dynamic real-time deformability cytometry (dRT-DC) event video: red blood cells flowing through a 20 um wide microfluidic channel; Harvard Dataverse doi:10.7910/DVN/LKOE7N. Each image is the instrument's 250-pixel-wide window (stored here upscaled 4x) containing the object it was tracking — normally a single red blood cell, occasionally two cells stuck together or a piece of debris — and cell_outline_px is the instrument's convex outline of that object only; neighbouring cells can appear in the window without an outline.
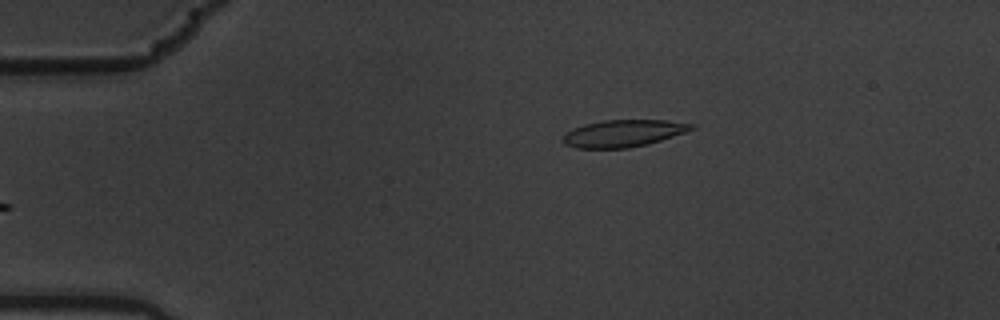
{"species": "common noctule bat (a hibernating species)", "species_latin": "Nyctalus noctula", "temperature_condition": "warm", "stored_images_in_passage": 3, "camera_frame_rate_fps": 3000, "um_per_image_px": 0.085, "animal": {"sex": "male", "body_mass_g": 19.5, "forearm_length_mm": 54.6}, "frame": {"image": 1, "passage_image": 3, "time_ms": 0.667, "image_size_px": [1000, 320], "cell_outline_px": [[696, 128], [660, 140], [628, 148], [576, 148], [564, 144], [564, 136], [572, 128], [584, 124], [600, 120], [664, 120], [696, 124]], "centroid_in_image_um": [52.97, 11.32], "position_along_channel_um": 32.0, "area_um2": 20.06}}